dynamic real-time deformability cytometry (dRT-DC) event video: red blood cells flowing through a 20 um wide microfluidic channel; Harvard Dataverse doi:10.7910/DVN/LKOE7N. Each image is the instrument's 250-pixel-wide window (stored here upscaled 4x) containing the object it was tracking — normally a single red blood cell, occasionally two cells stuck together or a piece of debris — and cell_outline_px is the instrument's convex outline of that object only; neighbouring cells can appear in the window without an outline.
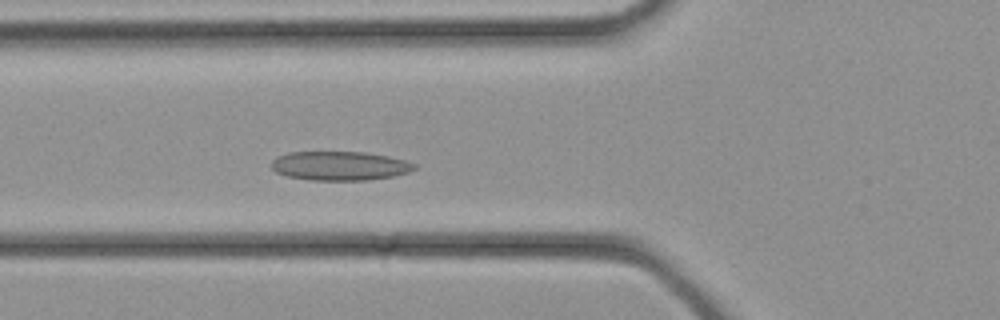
{"species": "common noctule bat (a hibernating species)", "species_latin": "Nyctalus noctula", "temperature_condition": "cold", "stored_images_in_passage": 30, "camera_frame_rate_fps": 3000, "um_per_image_px": 0.085, "animal": {"sex": "female", "body_mass_g": 21.9}, "frame": {"image": 1, "passage_image": 11, "time_ms": 3.333, "image_size_px": [1000, 320], "cell_outline_px": [[416, 168], [408, 172], [392, 176], [364, 180], [312, 180], [288, 176], [276, 172], [272, 168], [272, 160], [276, 156], [288, 152], [364, 152], [388, 156], [404, 160], [416, 164]], "centroid_in_image_um": [28.86, 14.09], "position_along_channel_um": 96.9, "area_um2": 24.04}}
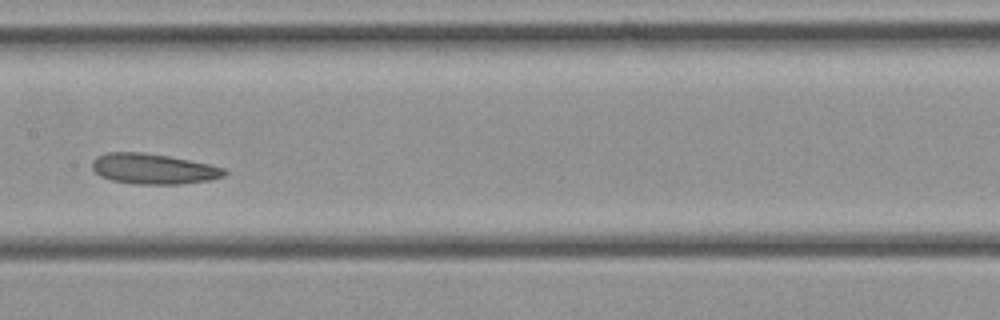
{"frame": {"image": 2, "passage_image": 16, "time_ms": 5.0, "image_size_px": [1000, 320], "cell_outline_px": [[228, 172], [224, 176], [208, 180], [180, 184], [136, 184], [112, 180], [100, 176], [92, 168], [92, 160], [96, 156], [108, 152], [140, 152], [168, 156], [208, 164], [224, 168]], "centroid_in_image_um": [13.01, 14.35], "position_along_channel_um": 194.4, "area_um2": 23.29}}
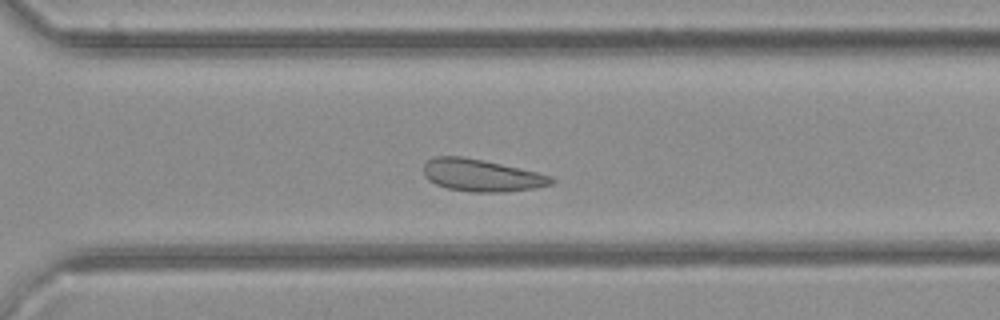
{"frame": {"image": 3, "passage_image": 23, "time_ms": 7.333, "image_size_px": [1000, 320], "cell_outline_px": [[556, 180], [552, 184], [532, 188], [504, 192], [472, 192], [448, 188], [436, 184], [428, 180], [424, 176], [424, 164], [428, 160], [436, 156], [460, 156], [484, 160], [536, 172], [552, 176]], "centroid_in_image_um": [40.91, 14.9], "position_along_channel_um": 329.7, "area_um2": 23.81}}